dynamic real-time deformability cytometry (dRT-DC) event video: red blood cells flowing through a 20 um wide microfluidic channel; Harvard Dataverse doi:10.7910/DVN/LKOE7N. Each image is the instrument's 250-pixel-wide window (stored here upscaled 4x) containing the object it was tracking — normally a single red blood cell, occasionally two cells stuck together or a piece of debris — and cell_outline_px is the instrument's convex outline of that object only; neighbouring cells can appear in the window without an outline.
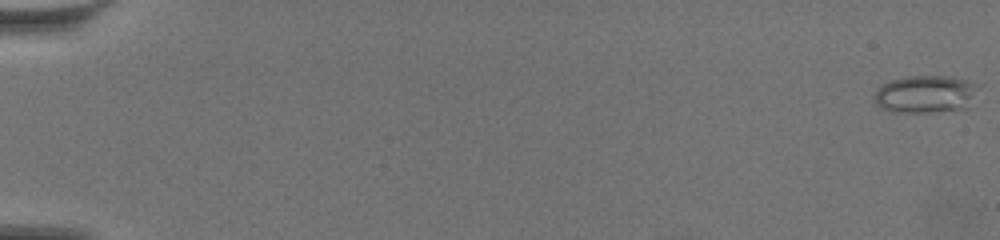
{"species": "common noctule bat (a hibernating species)", "species_latin": "Nyctalus noctula", "temperature_condition": "warm", "stored_images_in_passage": 62, "camera_frame_rate_fps": 3000, "um_per_image_px": 0.085, "animal": {"sex": "female", "body_mass_g": 19.5, "forearm_length_mm": 54.1}, "frame": {"image": 1, "passage_image": 1, "time_ms": 0.0, "image_size_px": [1000, 240], "cell_outline_px": [[976, 84], [968, 108], [928, 112], [892, 112], [880, 108], [876, 104], [872, 96], [884, 84], [892, 80], [908, 76], [952, 76], [968, 80]], "centroid_in_image_um": [78.61, 8.0], "position_along_channel_um": 6.4, "area_um2": 22.48}}
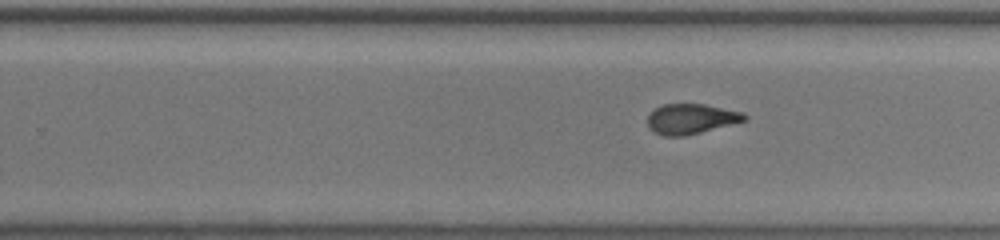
{"frame": {"image": 2, "passage_image": 41, "time_ms": 13.333, "image_size_px": [1000, 240], "cell_outline_px": [[748, 120], [684, 136], [664, 136], [652, 132], [648, 128], [648, 116], [656, 108], [664, 104], [704, 104], [744, 112], [748, 116]], "centroid_in_image_um": [58.75, 10.11], "position_along_channel_um": 271.0, "area_um2": 17.05}}
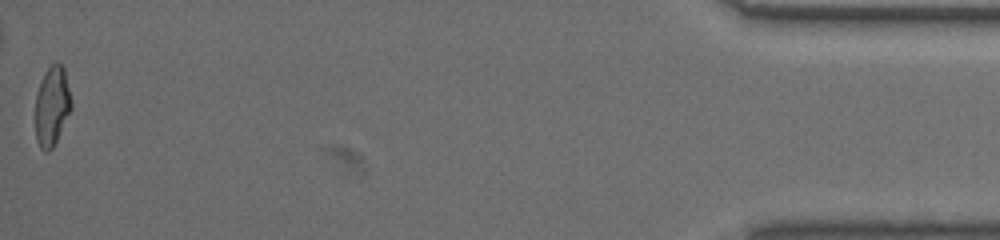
{"frame": {"image": 3, "passage_image": 62, "time_ms": 20.333, "image_size_px": [1000, 240], "cell_outline_px": [[72, 108], [52, 148], [48, 152], [44, 152], [40, 148], [36, 140], [36, 92], [44, 72], [56, 60], [64, 68], [72, 100]], "centroid_in_image_um": [4.42, 8.99], "position_along_channel_um": 430.8, "area_um2": 16.7}, "authors_computed_cell_mechanics": {"area_um2": 17.8024, "velocity_mm_per_s": 3.5156, "shape_relaxation_time_tau1_ms": null, "shape_relaxation_time_tau2_ms": 1.4596, "deformation_change_tau1": null, "deformation_change_tau2": 0.0879}}